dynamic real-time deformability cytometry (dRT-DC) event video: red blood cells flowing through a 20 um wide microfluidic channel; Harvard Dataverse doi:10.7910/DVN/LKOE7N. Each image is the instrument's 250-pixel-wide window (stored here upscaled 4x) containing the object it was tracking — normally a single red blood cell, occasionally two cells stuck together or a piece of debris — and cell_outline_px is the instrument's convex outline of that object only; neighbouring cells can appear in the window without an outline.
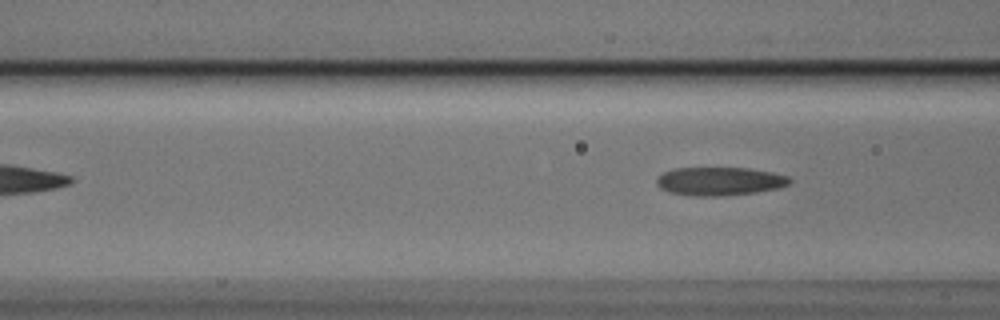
{"species": "Egyptian fruit bat (a non-hibernating species)", "species_latin": "Rousettus aegyptiacus", "temperature_condition": "cold", "stored_images_in_passage": 4, "camera_frame_rate_fps": 3000, "um_per_image_px": 0.085, "animal": {"sex": "male"}, "frame": {"image": 1, "passage_image": 4, "time_ms": 1.0, "image_size_px": [1000, 320], "cell_outline_px": [[792, 180], [788, 184], [776, 188], [756, 192], [720, 196], [692, 196], [668, 192], [660, 188], [656, 184], [656, 180], [664, 172], [676, 168], [748, 168], [772, 172], [788, 176]], "centroid_in_image_um": [61.15, 15.41], "position_along_channel_um": 105.5, "area_um2": 21.91}}